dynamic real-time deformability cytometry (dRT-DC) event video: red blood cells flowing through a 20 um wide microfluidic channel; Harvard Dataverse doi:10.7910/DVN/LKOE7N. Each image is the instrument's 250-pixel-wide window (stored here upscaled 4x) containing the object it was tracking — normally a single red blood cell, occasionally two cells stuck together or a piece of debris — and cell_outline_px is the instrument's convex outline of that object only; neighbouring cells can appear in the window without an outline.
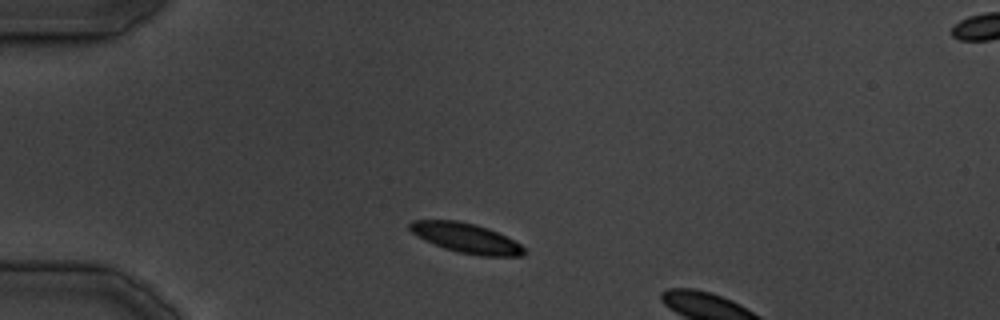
{"species": "common noctule bat (a hibernating species)", "species_latin": "Nyctalus noctula", "temperature_condition": "cold", "stored_images_in_passage": 6, "camera_frame_rate_fps": 3000, "um_per_image_px": 0.085, "animal": {"sex": "male", "body_mass_g": 19.5, "forearm_length_mm": 54.6}, "frame": {"image": 1, "passage_image": 3, "time_ms": 3.333, "image_size_px": [1000, 320], "cell_outline_px": [[524, 252], [520, 256], [480, 256], [456, 252], [444, 248], [412, 232], [408, 228], [408, 224], [412, 220], [456, 220], [476, 224], [488, 228], [520, 244], [524, 248]], "centroid_in_image_um": [39.61, 20.23], "position_along_channel_um": 45.4, "area_um2": 19.48}}